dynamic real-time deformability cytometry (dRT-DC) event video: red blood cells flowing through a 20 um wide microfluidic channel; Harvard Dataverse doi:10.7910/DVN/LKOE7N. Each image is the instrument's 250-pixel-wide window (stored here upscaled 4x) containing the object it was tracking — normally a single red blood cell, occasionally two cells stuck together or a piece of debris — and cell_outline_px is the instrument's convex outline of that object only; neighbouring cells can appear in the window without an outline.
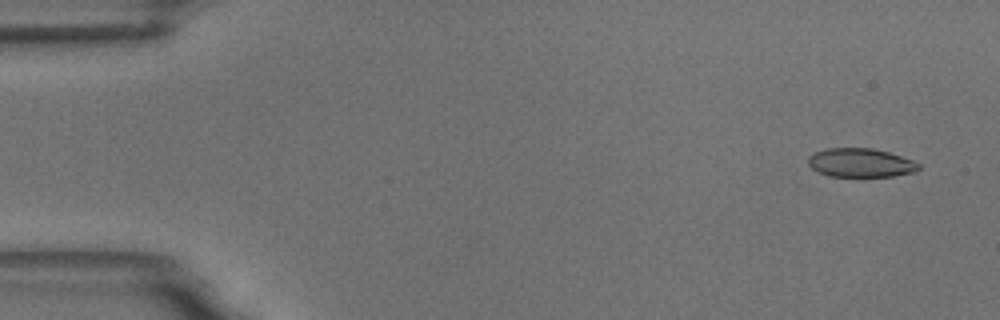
{"species": "common noctule bat (a hibernating species)", "species_latin": "Nyctalus noctula", "temperature_condition": "room temperature", "stored_images_in_passage": 58, "camera_frame_rate_fps": 3000, "um_per_image_px": 0.085, "animal": {"sex": "male", "body_mass_g": 18.8}, "frame": {"image": 1, "passage_image": 3, "time_ms": 0.667, "image_size_px": [1000, 320], "cell_outline_px": [[920, 168], [912, 172], [892, 176], [828, 176], [816, 172], [808, 164], [808, 156], [816, 152], [828, 148], [872, 148], [888, 152], [912, 160], [920, 164]], "centroid_in_image_um": [73.11, 13.83], "position_along_channel_um": 11.9, "area_um2": 18.44}}
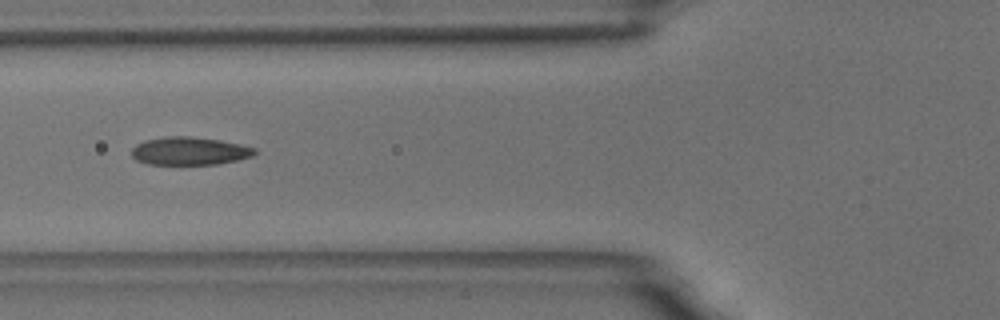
{"frame": {"image": 2, "passage_image": 22, "time_ms": 7.0, "image_size_px": [1000, 320], "cell_outline_px": [[256, 152], [252, 156], [236, 160], [216, 164], [148, 164], [136, 160], [132, 156], [132, 148], [136, 144], [144, 140], [168, 136], [188, 136], [220, 140], [240, 144], [256, 148]], "centroid_in_image_um": [16.09, 12.83], "position_along_channel_um": 109.7, "area_um2": 20.0}}
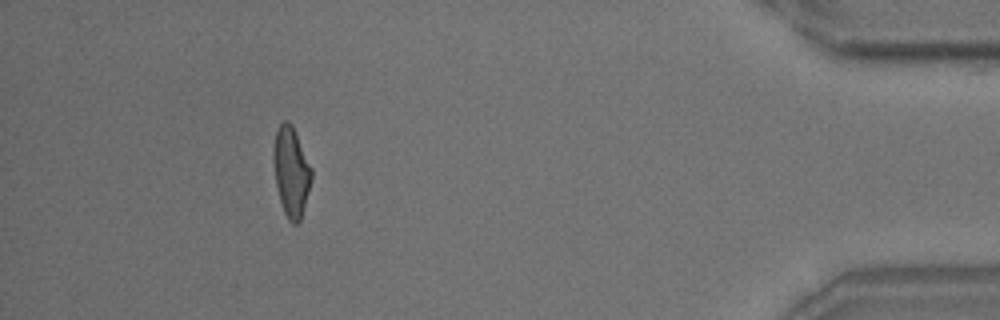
{"frame": {"image": 3, "passage_image": 53, "time_ms": 17.333, "image_size_px": [1000, 320], "cell_outline_px": [[312, 180], [300, 220], [296, 224], [292, 224], [288, 220], [284, 212], [280, 200], [276, 184], [272, 160], [272, 156], [276, 132], [280, 124], [284, 120], [288, 120], [292, 124], [312, 168]], "centroid_in_image_um": [24.75, 14.58], "position_along_channel_um": 410.5, "area_um2": 19.88}, "authors_computed_cell_mechanics": {"area_um2": 19.9699, "velocity_mm_per_s": 3.4595, "shape_relaxation_time_tau1_ms": 7.9048, "shape_relaxation_time_tau2_ms": 1.864, "deformation_change_tau1": 0.1878, "deformation_change_tau2": 0.0868}}